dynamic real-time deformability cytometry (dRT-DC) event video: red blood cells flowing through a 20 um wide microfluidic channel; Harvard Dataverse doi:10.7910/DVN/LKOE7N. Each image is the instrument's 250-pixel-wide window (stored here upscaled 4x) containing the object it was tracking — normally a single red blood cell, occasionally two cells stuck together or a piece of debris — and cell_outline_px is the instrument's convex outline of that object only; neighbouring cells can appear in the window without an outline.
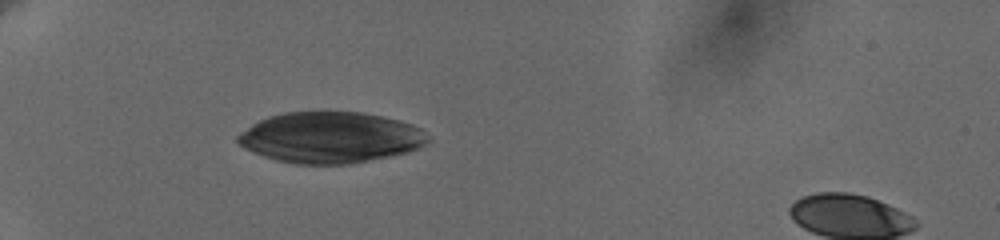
{"species": "human", "species_latin": "Homo sapiens", "temperature_condition": "cold", "stored_images_in_passage": 33, "camera_frame_rate_fps": 3000, "um_per_image_px": 0.085, "donor": {"sex": "female"}, "frame": {"image": 1, "passage_image": 1, "time_ms": 0.0, "image_size_px": [1000, 240], "cell_outline_px": [[432, 136], [424, 144], [408, 152], [352, 164], [296, 164], [276, 160], [264, 156], [244, 148], [236, 140], [236, 136], [240, 132], [252, 124], [260, 120], [284, 112], [360, 112], [400, 120], [412, 124], [420, 128]], "centroid_in_image_um": [28.1, 11.69], "position_along_channel_um": 56.9, "area_um2": 56.41}}
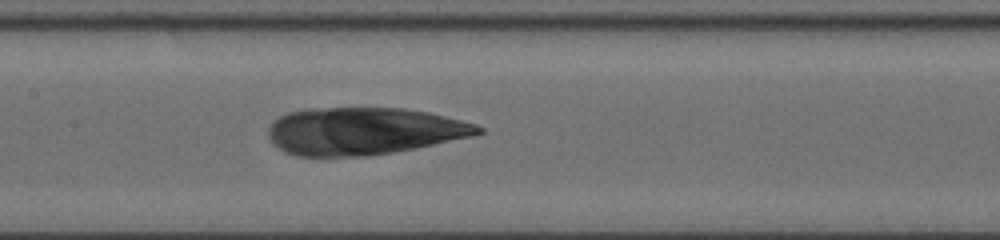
{"frame": {"image": 2, "passage_image": 13, "time_ms": 4.0, "image_size_px": [1000, 240], "cell_outline_px": [[484, 132], [472, 136], [392, 152], [364, 156], [296, 156], [284, 152], [276, 148], [272, 144], [268, 136], [268, 128], [272, 120], [288, 112], [304, 108], [404, 108], [428, 112], [476, 124], [484, 128]], "centroid_in_image_um": [30.84, 11.13], "position_along_channel_um": 176.6, "area_um2": 57.92}}
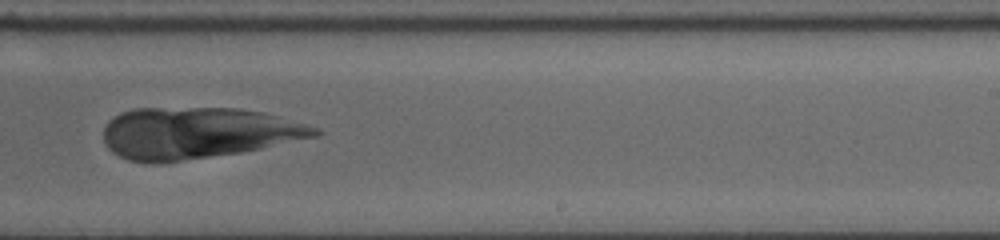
{"frame": {"image": 3, "passage_image": 21, "time_ms": 6.667, "image_size_px": [1000, 240], "cell_outline_px": [[324, 132], [316, 136], [260, 148], [240, 152], [160, 164], [152, 164], [128, 160], [112, 152], [108, 148], [104, 140], [104, 128], [108, 120], [120, 112], [136, 108], [236, 108], [260, 112], [276, 116], [320, 128]], "centroid_in_image_um": [16.73, 11.31], "position_along_channel_um": 272.3, "area_um2": 63.12}}